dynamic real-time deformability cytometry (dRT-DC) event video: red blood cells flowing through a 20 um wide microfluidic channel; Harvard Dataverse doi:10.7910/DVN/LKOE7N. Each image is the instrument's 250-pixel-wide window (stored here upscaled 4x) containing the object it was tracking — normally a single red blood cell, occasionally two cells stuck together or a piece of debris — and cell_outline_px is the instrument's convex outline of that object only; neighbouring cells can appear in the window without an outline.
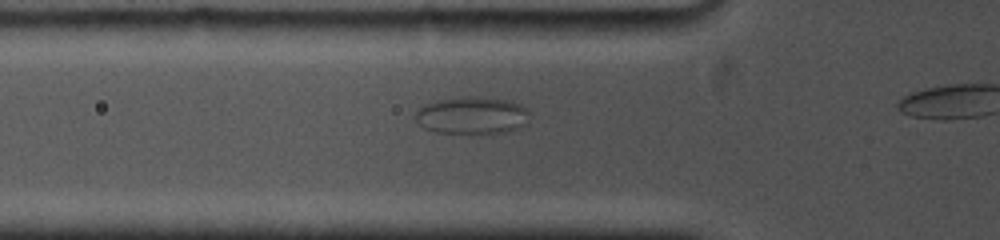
{"species": "common noctule bat (a hibernating species)", "species_latin": "Nyctalus noctula", "temperature_condition": "cold", "stored_images_in_passage": 11, "segment_of_instrument_passage": [1, 2], "camera_frame_rate_fps": 5000, "um_per_image_px": 0.085, "animal": {"sex": "female", "body_mass_g": 19.0, "forearm_length_mm": 53.3}, "frame": {"image": 1, "passage_image": 10, "time_ms": 4.4, "image_size_px": [1000, 240], "cell_outline_px": [[528, 124], [520, 128], [508, 132], [436, 132], [424, 128], [412, 116], [424, 104], [436, 100], [468, 96], [480, 96], [512, 100], [528, 108]], "centroid_in_image_um": [40.16, 9.78], "position_along_channel_um": 85.6, "area_um2": 25.03}}